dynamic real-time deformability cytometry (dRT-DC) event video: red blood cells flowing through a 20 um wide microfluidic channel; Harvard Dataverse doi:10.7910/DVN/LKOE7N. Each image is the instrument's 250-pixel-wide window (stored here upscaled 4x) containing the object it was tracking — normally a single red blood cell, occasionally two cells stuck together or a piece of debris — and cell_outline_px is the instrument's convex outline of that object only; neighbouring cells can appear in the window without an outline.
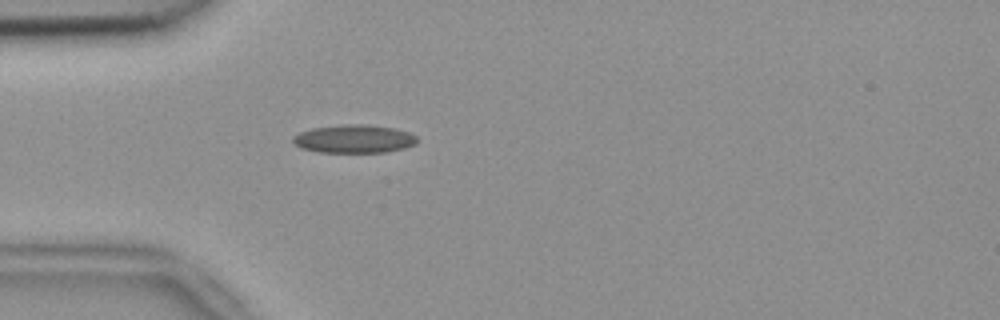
{"species": "common noctule bat (a hibernating species)", "species_latin": "Nyctalus noctula", "temperature_condition": "room temperature", "stored_images_in_passage": 43, "camera_frame_rate_fps": 3000, "um_per_image_px": 0.085, "animal": {"sex": "female", "body_mass_g": 18.4}, "frame": {"image": 1, "passage_image": 5, "time_ms": 1.333, "image_size_px": [1000, 320], "cell_outline_px": [[416, 144], [404, 148], [384, 152], [320, 152], [300, 148], [292, 140], [292, 136], [300, 132], [312, 128], [344, 124], [364, 124], [396, 128], [408, 132], [416, 136]], "centroid_in_image_um": [30.09, 11.8], "position_along_channel_um": 54.9, "area_um2": 20.4}}
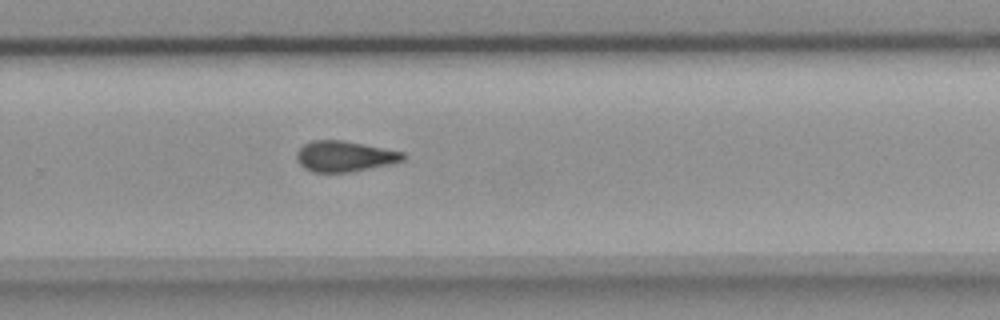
{"frame": {"image": 2, "passage_image": 25, "time_ms": 8.0, "image_size_px": [1000, 320], "cell_outline_px": [[408, 156], [404, 160], [388, 164], [348, 172], [312, 172], [304, 168], [300, 164], [296, 156], [296, 152], [304, 144], [312, 140], [344, 140], [404, 152]], "centroid_in_image_um": [29.28, 13.27], "position_along_channel_um": 300.5, "area_um2": 18.96}}
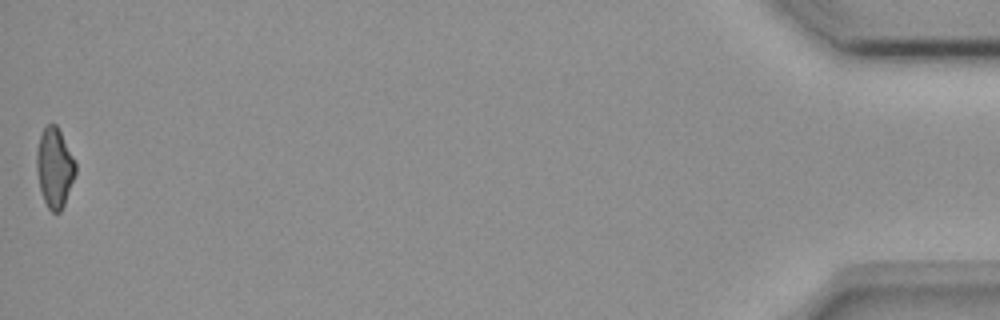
{"frame": {"image": 3, "passage_image": 43, "time_ms": 14.0, "image_size_px": [1000, 320], "cell_outline_px": [[76, 172], [64, 204], [60, 212], [52, 212], [48, 208], [44, 200], [40, 188], [36, 168], [36, 152], [40, 136], [44, 128], [48, 124], [56, 124], [76, 164]], "centroid_in_image_um": [4.62, 14.26], "position_along_channel_um": 430.6, "area_um2": 17.69}, "authors_computed_cell_mechanics": {"area_um2": 19.1318, "velocity_mm_per_s": 3.7901, "shape_relaxation_time_tau1_ms": null, "shape_relaxation_time_tau2_ms": 3.8848, "deformation_change_tau1": null, "deformation_change_tau2": 0.1338}}